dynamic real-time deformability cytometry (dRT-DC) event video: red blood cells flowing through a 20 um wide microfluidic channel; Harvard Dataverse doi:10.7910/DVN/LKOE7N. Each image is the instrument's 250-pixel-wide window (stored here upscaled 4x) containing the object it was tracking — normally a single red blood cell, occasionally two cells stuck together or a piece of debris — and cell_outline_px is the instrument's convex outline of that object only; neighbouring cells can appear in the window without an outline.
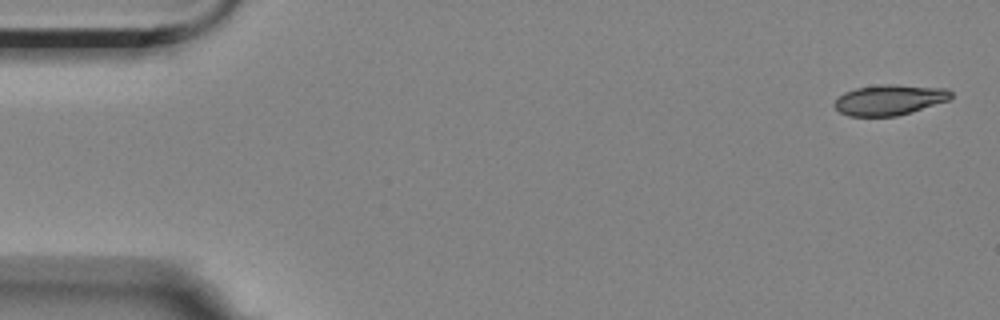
{"species": "Egyptian fruit bat (a non-hibernating species)", "species_latin": "Rousettus aegyptiacus", "temperature_condition": "room temperature", "stored_images_in_passage": 6, "segment_of_instrument_passage": [1, 2], "camera_frame_rate_fps": 3000, "um_per_image_px": 0.085, "animal": {"sex": "female"}, "frame": {"image": 1, "passage_image": 1, "time_ms": 0.0, "image_size_px": [1000, 320], "cell_outline_px": [[952, 96], [948, 100], [912, 112], [896, 116], [848, 116], [840, 112], [832, 104], [844, 92], [856, 88], [880, 84], [892, 84], [948, 88], [952, 92]], "centroid_in_image_um": [75.61, 8.48], "position_along_channel_um": 9.4, "area_um2": 20.75}}
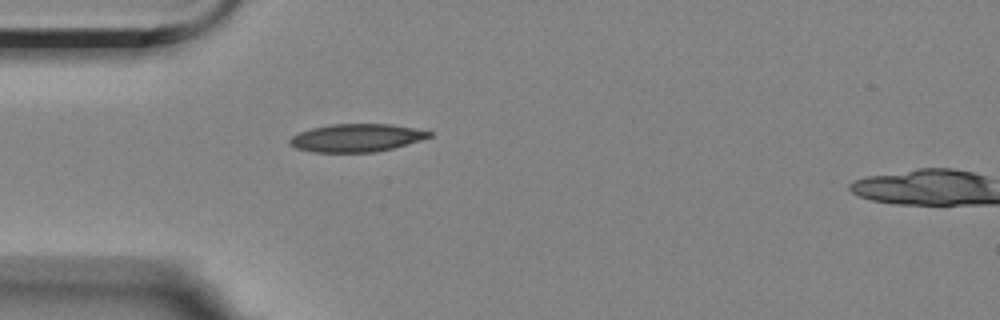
{"frame": {"image": 2, "passage_image": 5, "time_ms": 4.667, "image_size_px": [1000, 320], "cell_outline_px": [[432, 136], [420, 140], [392, 148], [376, 152], [312, 152], [296, 148], [288, 144], [288, 140], [292, 136], [300, 132], [312, 128], [332, 124], [392, 124], [432, 132]], "centroid_in_image_um": [30.26, 11.72], "position_along_channel_um": 54.7, "area_um2": 22.54}}